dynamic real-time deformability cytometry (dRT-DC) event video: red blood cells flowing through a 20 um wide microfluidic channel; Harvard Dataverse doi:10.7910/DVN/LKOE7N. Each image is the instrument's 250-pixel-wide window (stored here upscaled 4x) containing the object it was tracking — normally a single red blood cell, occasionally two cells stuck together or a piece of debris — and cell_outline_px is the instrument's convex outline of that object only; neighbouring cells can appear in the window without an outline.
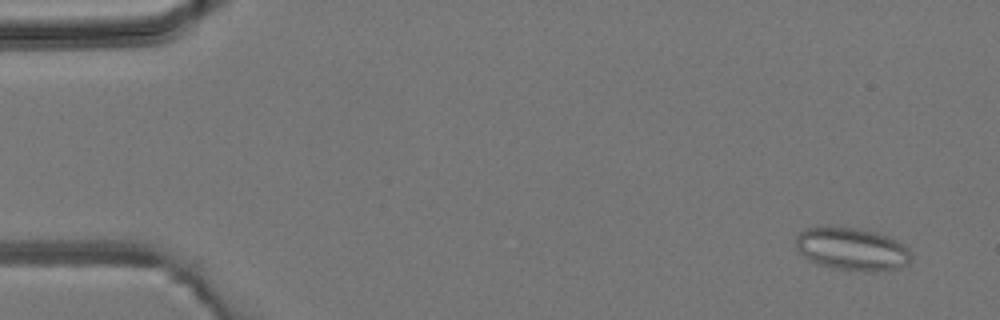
{"species": "common noctule bat (a hibernating species)", "species_latin": "Nyctalus noctula", "temperature_condition": "room temperature", "stored_images_in_passage": 4, "camera_frame_rate_fps": 3000, "um_per_image_px": 0.085, "animal": {"sex": "male", "body_mass_g": 19.2, "forearm_length_mm": 51.8}, "frame": {"image": 1, "passage_image": 1, "time_ms": 0.0, "image_size_px": [1000, 320], "cell_outline_px": [[908, 260], [904, 264], [896, 268], [872, 272], [832, 268], [816, 264], [808, 260], [796, 248], [796, 236], [804, 228], [816, 224], [828, 224], [860, 228], [876, 232], [888, 236], [896, 240], [908, 248]], "centroid_in_image_um": [72.29, 21.11], "position_along_channel_um": 12.7, "area_um2": 29.25}}